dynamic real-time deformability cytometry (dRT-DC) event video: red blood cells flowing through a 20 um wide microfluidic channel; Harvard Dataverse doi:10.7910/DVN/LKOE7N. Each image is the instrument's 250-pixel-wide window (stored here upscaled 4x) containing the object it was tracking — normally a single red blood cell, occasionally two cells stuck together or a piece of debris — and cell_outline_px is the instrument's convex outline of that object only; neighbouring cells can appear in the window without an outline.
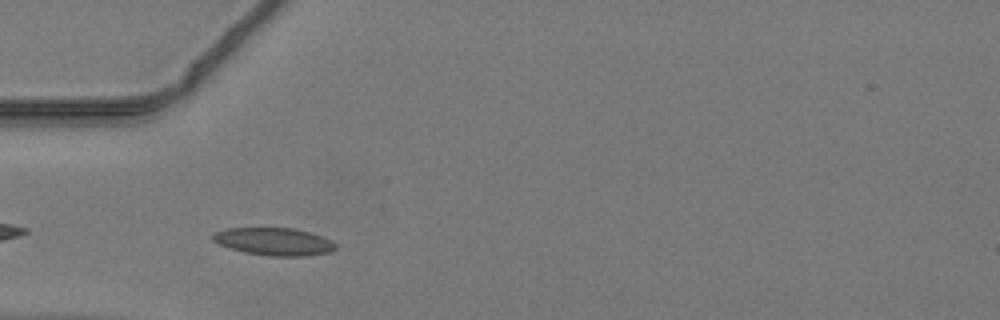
{"species": "common noctule bat (a hibernating species)", "species_latin": "Nyctalus noctula", "temperature_condition": "warm", "stored_images_in_passage": 7, "camera_frame_rate_fps": 3000, "um_per_image_px": 0.085, "animal": {"sex": "male", "body_mass_g": 19.2, "forearm_length_mm": 51.8}, "frame": {"image": 1, "passage_image": 2, "time_ms": 0.333, "image_size_px": [1000, 320], "cell_outline_px": [[336, 248], [328, 252], [304, 256], [268, 256], [244, 252], [220, 244], [212, 240], [212, 232], [228, 228], [292, 228], [308, 232], [332, 240], [336, 244]], "centroid_in_image_um": [23.27, 20.53], "position_along_channel_um": 61.7, "area_um2": 19.59}}
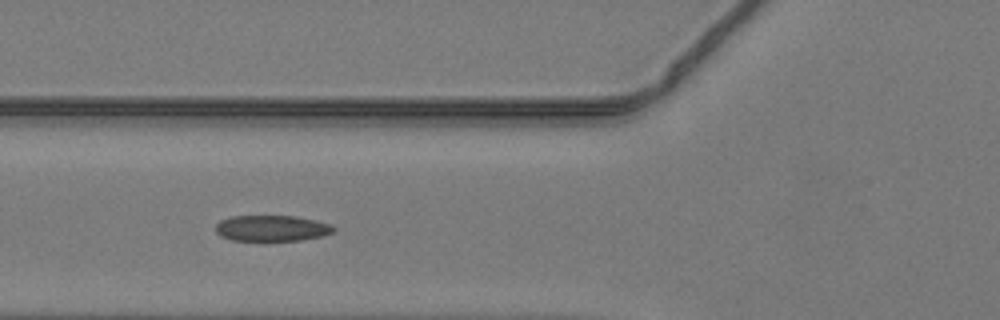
{"frame": {"image": 2, "passage_image": 5, "time_ms": 1.333, "image_size_px": [1000, 320], "cell_outline_px": [[336, 228], [332, 232], [324, 236], [304, 240], [232, 240], [220, 236], [216, 232], [216, 224], [220, 220], [232, 216], [292, 216], [312, 220], [328, 224]], "centroid_in_image_um": [23.07, 19.4], "position_along_channel_um": 102.7, "area_um2": 17.63}}